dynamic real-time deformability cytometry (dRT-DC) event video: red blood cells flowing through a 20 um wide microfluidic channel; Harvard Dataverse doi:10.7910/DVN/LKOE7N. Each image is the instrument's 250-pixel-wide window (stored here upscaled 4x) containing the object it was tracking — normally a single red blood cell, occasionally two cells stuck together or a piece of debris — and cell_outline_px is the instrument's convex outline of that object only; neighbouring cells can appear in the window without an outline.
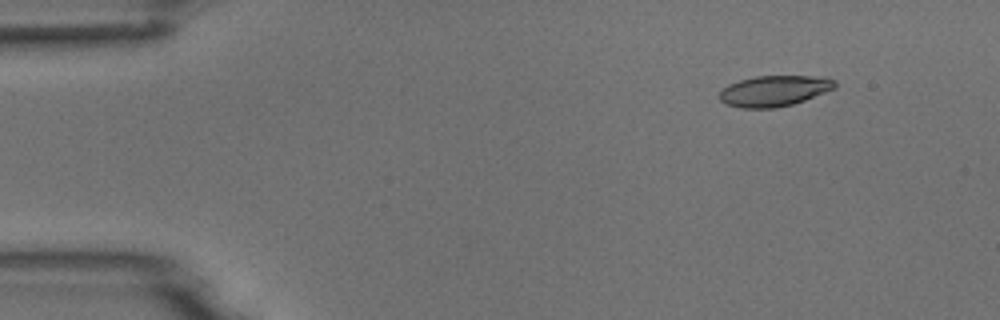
{"species": "common noctule bat (a hibernating species)", "species_latin": "Nyctalus noctula", "temperature_condition": "room temperature", "stored_images_in_passage": 5, "camera_frame_rate_fps": 3000, "um_per_image_px": 0.085, "animal": {"sex": "male", "body_mass_g": 18.8}, "frame": {"image": 1, "passage_image": 1, "time_ms": 0.0, "image_size_px": [1000, 320], "cell_outline_px": [[836, 88], [804, 100], [792, 104], [776, 108], [740, 108], [724, 104], [720, 100], [720, 92], [728, 84], [740, 80], [756, 76], [828, 76], [836, 80]], "centroid_in_image_um": [65.83, 7.72], "position_along_channel_um": 19.2, "area_um2": 20.87}}
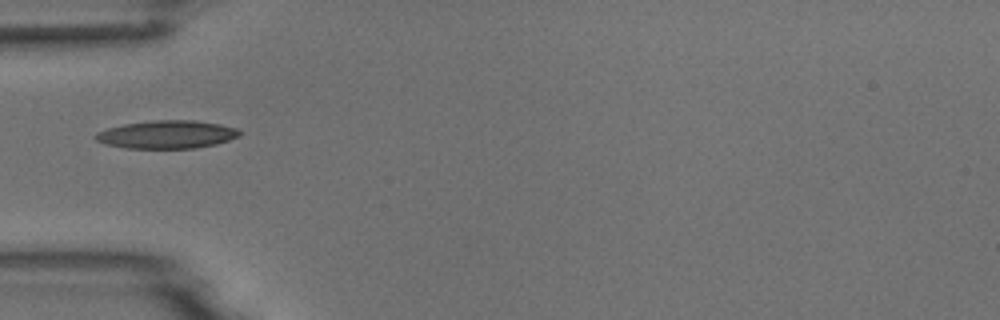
{"frame": {"image": 2, "passage_image": 4, "time_ms": 3.667, "image_size_px": [1000, 320], "cell_outline_px": [[244, 132], [240, 136], [216, 144], [196, 148], [124, 148], [104, 144], [96, 140], [92, 136], [96, 132], [108, 128], [124, 124], [152, 120], [192, 120], [220, 124], [236, 128]], "centroid_in_image_um": [14.18, 11.43], "position_along_channel_um": 70.8, "area_um2": 23.7}}